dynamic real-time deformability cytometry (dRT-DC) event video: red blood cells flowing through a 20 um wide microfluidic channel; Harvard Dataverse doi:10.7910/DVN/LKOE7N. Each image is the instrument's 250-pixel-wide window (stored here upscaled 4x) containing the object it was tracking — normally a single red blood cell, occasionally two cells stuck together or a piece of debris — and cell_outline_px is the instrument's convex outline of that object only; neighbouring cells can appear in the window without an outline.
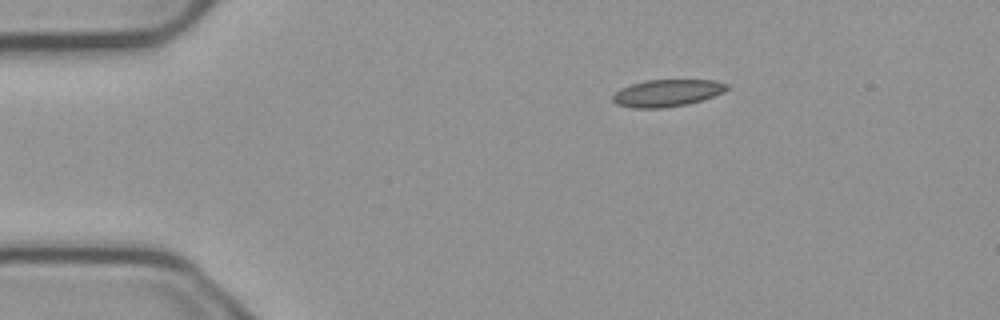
{"species": "common noctule bat (a hibernating species)", "species_latin": "Nyctalus noctula", "temperature_condition": "cold", "stored_images_in_passage": 2, "camera_frame_rate_fps": 3000, "um_per_image_px": 0.085, "animal": {"sex": "male", "body_mass_g": 23.1, "forearm_length_mm": 52.7}, "frame": {"image": 1, "passage_image": 1, "time_ms": 0.0, "image_size_px": [1000, 320], "cell_outline_px": [[728, 88], [724, 92], [688, 104], [660, 108], [632, 108], [616, 104], [612, 100], [612, 96], [620, 88], [644, 80], [716, 80], [728, 84]], "centroid_in_image_um": [56.68, 7.9], "position_along_channel_um": 28.3, "area_um2": 17.98}}